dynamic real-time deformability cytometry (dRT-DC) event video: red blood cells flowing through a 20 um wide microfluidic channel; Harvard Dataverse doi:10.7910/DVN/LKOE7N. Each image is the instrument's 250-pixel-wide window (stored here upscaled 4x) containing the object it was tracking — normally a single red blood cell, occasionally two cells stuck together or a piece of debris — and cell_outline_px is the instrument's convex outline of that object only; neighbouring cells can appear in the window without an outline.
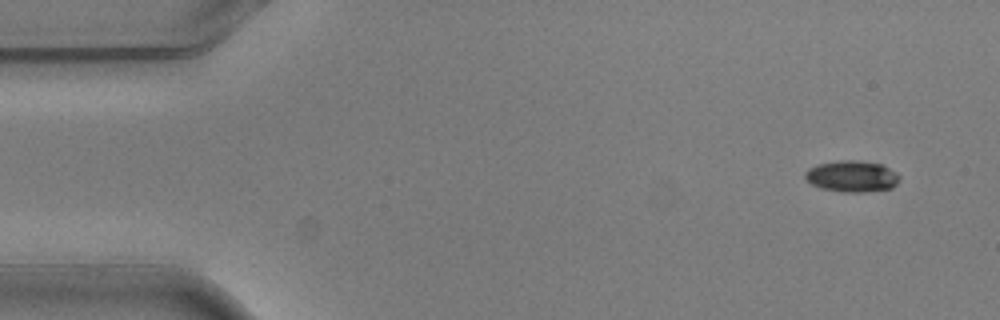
{"species": "common noctule bat (a hibernating species)", "species_latin": "Nyctalus noctula", "temperature_condition": "warm", "stored_images_in_passage": 5, "camera_frame_rate_fps": 3000, "um_per_image_px": 0.085, "animal": {"sex": "male", "body_mass_g": 20.5, "forearm_length_mm": 52.5}, "frame": {"image": 1, "passage_image": 1, "time_ms": 0.0, "image_size_px": [1000, 320], "cell_outline_px": [[900, 180], [892, 188], [864, 192], [840, 192], [820, 188], [812, 184], [804, 176], [804, 172], [808, 168], [820, 164], [840, 160], [856, 160], [880, 164], [896, 172], [900, 176]], "centroid_in_image_um": [72.41, 14.99], "position_along_channel_um": 12.6, "area_um2": 17.22}}
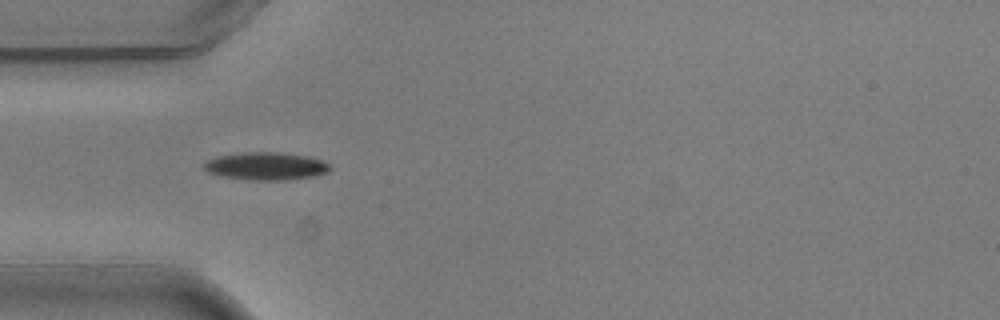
{"frame": {"image": 2, "passage_image": 4, "time_ms": 1.0, "image_size_px": [1000, 320], "cell_outline_px": [[332, 168], [328, 172], [316, 176], [284, 180], [256, 180], [220, 176], [208, 172], [200, 164], [216, 156], [248, 152], [276, 152], [308, 156], [320, 160], [328, 164]], "centroid_in_image_um": [22.59, 14.12], "position_along_channel_um": 62.4, "area_um2": 20.35}}
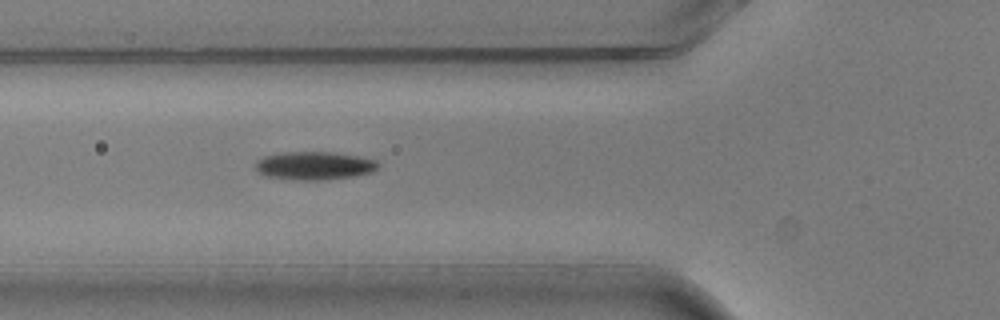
{"frame": {"image": 3, "passage_image": 5, "time_ms": 1.333, "image_size_px": [1000, 320], "cell_outline_px": [[380, 168], [372, 172], [352, 176], [320, 180], [296, 180], [264, 176], [256, 168], [256, 160], [264, 156], [284, 152], [332, 152], [360, 156], [376, 160], [380, 164]], "centroid_in_image_um": [26.74, 14.08], "position_along_channel_um": 99.1, "area_um2": 20.23}}